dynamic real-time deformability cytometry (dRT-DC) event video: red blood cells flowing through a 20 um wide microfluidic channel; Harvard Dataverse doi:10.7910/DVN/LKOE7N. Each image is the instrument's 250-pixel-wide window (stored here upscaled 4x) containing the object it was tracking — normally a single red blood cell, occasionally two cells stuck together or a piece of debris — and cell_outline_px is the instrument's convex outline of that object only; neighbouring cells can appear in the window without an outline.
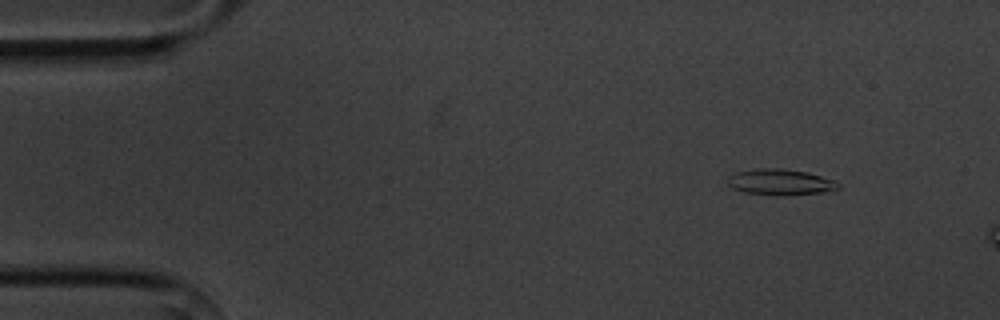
{"species": "common noctule bat (a hibernating species)", "species_latin": "Nyctalus noctula", "temperature_condition": "cold", "stored_images_in_passage": 4, "camera_frame_rate_fps": 3000, "um_per_image_px": 0.085, "animal": {"sex": "male", "body_mass_g": 20.1, "forearm_length_mm": 53.5}, "frame": {"image": 1, "passage_image": 2, "time_ms": 1.333, "image_size_px": [1000, 320], "cell_outline_px": [[840, 188], [824, 192], [788, 196], [776, 196], [744, 192], [732, 188], [728, 184], [728, 176], [736, 172], [760, 168], [780, 168], [808, 172], [832, 180], [840, 184]], "centroid_in_image_um": [66.32, 15.49], "position_along_channel_um": 18.7, "area_um2": 16.88}}